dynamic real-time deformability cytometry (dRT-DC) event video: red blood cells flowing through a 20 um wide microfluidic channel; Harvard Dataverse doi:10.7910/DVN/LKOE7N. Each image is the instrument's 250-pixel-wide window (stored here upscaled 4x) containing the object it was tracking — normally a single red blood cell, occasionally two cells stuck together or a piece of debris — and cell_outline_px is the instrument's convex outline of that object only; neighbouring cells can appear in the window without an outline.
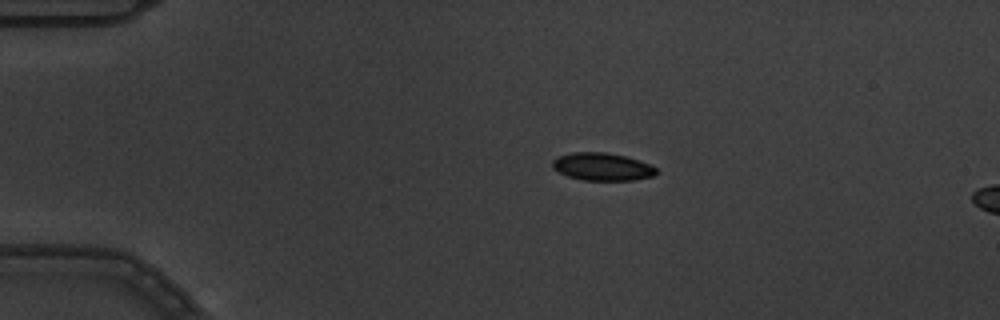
{"species": "common noctule bat (a hibernating species)", "species_latin": "Nyctalus noctula", "temperature_condition": "warm", "stored_images_in_passage": 4, "camera_frame_rate_fps": 3000, "um_per_image_px": 0.085, "animal": {"sex": "male", "body_mass_g": 19.5, "forearm_length_mm": 54.6}, "frame": {"image": 1, "passage_image": 2, "time_ms": 0.333, "image_size_px": [1000, 320], "cell_outline_px": [[660, 172], [652, 176], [632, 180], [584, 180], [568, 176], [552, 168], [552, 160], [556, 156], [572, 152], [608, 152], [628, 156], [640, 160], [656, 168]], "centroid_in_image_um": [51.19, 14.15], "position_along_channel_um": 33.8, "area_um2": 16.94}}